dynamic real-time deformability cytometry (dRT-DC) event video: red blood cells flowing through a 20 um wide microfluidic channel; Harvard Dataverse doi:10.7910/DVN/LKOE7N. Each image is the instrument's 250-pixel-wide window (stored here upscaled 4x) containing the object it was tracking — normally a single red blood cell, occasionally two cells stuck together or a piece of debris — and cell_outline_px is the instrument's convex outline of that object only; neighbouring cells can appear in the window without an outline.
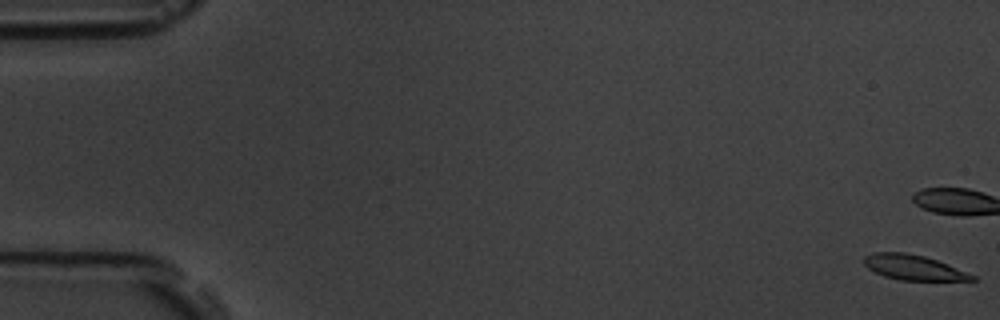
{"species": "common noctule bat (a hibernating species)", "species_latin": "Nyctalus noctula", "temperature_condition": "room temperature", "stored_images_in_passage": 16, "camera_frame_rate_fps": 3000, "um_per_image_px": 0.085, "animal": {"sex": "male", "body_mass_g": 19.5, "forearm_length_mm": 54.6}, "frame": {"image": 1, "passage_image": 1, "time_ms": 0.0, "image_size_px": [1000, 320], "cell_outline_px": [[976, 280], [900, 280], [884, 276], [868, 268], [864, 264], [864, 256], [872, 252], [904, 252], [924, 256], [948, 264], [976, 276]], "centroid_in_image_um": [77.63, 22.72], "position_along_channel_um": 7.4, "area_um2": 15.66}}
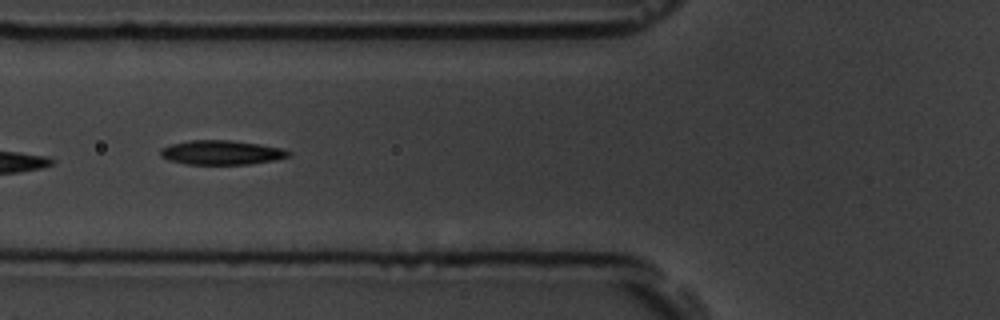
{"frame": {"image": 2, "passage_image": 7, "time_ms": 7.667, "image_size_px": [1000, 320], "cell_outline_px": [[292, 156], [276, 160], [252, 164], [188, 164], [168, 160], [160, 156], [160, 148], [172, 144], [192, 140], [228, 140], [260, 144], [284, 148], [292, 152]], "centroid_in_image_um": [18.89, 12.97], "position_along_channel_um": 106.9, "area_um2": 18.32}}
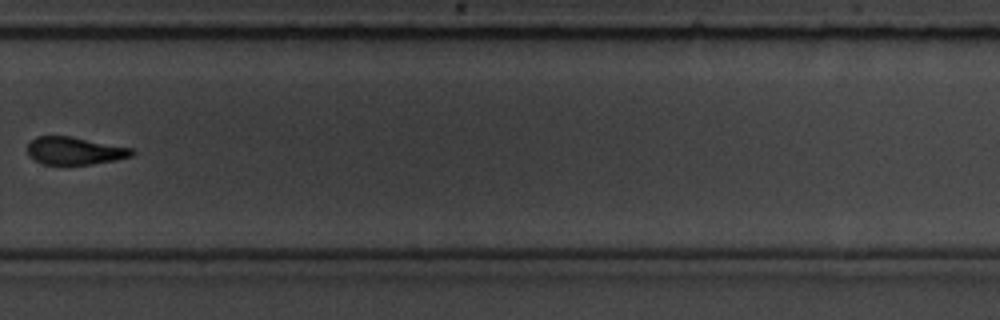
{"frame": {"image": 3, "passage_image": 12, "time_ms": 13.667, "image_size_px": [1000, 320], "cell_outline_px": [[136, 152], [132, 156], [116, 160], [92, 164], [44, 164], [28, 156], [28, 144], [36, 136], [72, 136], [132, 148]], "centroid_in_image_um": [6.37, 12.81], "position_along_channel_um": 323.4, "area_um2": 16.82}, "authors_computed_cell_mechanics": {"area_um2": 17.1955, "velocity_mm_per_s": 3.6182, "shape_relaxation_time_tau1_ms": 3.9528, "shape_relaxation_time_tau2_ms": 3.4689, "deformation_change_tau1": 0.1302, "deformation_change_tau2": 0.1039}}